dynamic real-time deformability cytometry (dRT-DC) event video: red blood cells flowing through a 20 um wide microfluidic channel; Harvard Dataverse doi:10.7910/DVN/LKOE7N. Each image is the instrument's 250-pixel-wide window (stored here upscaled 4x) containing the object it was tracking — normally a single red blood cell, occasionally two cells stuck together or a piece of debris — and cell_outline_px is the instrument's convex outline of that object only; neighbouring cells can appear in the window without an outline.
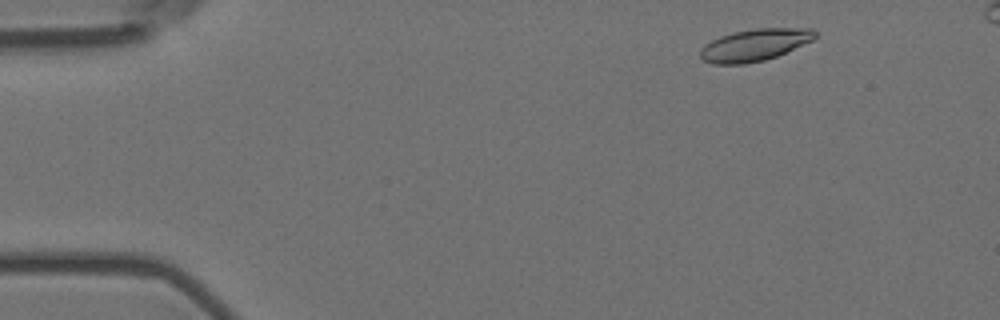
{"species": "Egyptian fruit bat (a non-hibernating species)", "species_latin": "Rousettus aegyptiacus", "temperature_condition": "room temperature", "stored_images_in_passage": 9, "camera_frame_rate_fps": 3000, "um_per_image_px": 0.085, "animal": {"sex": "female"}, "frame": {"image": 1, "passage_image": 2, "time_ms": 0.333, "image_size_px": [1000, 320], "cell_outline_px": [[816, 36], [812, 40], [776, 56], [764, 60], [744, 64], [712, 64], [704, 60], [700, 56], [700, 48], [704, 44], [720, 36], [732, 32], [756, 28], [812, 28], [816, 32]], "centroid_in_image_um": [64.11, 3.81], "position_along_channel_um": 20.9, "area_um2": 21.33}}
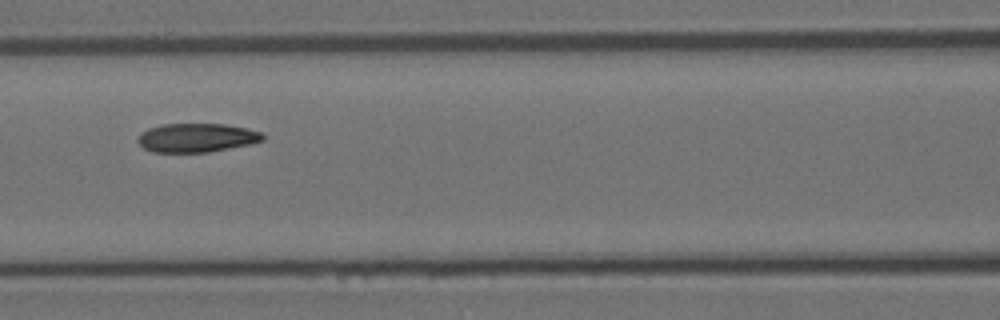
{"frame": {"image": 2, "passage_image": 7, "time_ms": 2.0, "image_size_px": [1000, 320], "cell_outline_px": [[264, 140], [252, 144], [208, 152], [152, 152], [144, 148], [136, 140], [148, 128], [164, 124], [224, 124], [248, 128], [260, 132], [264, 136]], "centroid_in_image_um": [16.75, 11.71], "position_along_channel_um": 149.9, "area_um2": 20.92}}
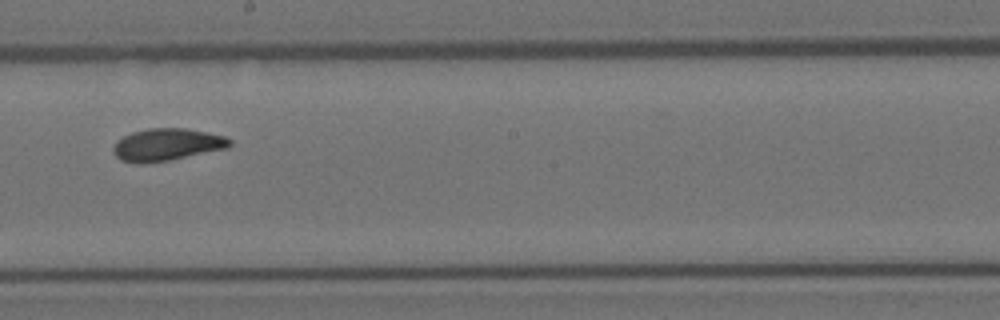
{"frame": {"image": 3, "passage_image": 9, "time_ms": 2.667, "image_size_px": [1000, 320], "cell_outline_px": [[232, 144], [228, 148], [168, 160], [140, 164], [136, 164], [120, 160], [112, 152], [112, 148], [116, 140], [132, 132], [148, 128], [184, 128], [224, 136], [232, 140]], "centroid_in_image_um": [14.14, 12.3], "position_along_channel_um": 234.1, "area_um2": 21.91}}